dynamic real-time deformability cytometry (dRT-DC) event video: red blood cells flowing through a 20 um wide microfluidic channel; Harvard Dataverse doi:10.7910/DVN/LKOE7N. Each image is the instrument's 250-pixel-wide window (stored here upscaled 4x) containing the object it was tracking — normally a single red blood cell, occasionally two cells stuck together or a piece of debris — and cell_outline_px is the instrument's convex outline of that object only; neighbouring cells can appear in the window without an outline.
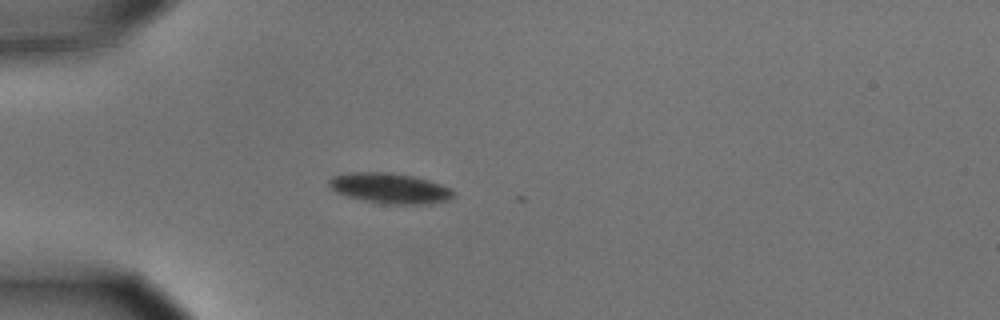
{"species": "common noctule bat (a hibernating species)", "species_latin": "Nyctalus noctula", "temperature_condition": "cold", "stored_images_in_passage": 4, "camera_frame_rate_fps": 3000, "um_per_image_px": 0.085, "animal": {"sex": "male", "body_mass_g": 15.6}, "frame": {"image": 1, "passage_image": 1, "time_ms": 0.0, "image_size_px": [1000, 320], "cell_outline_px": [[456, 196], [448, 200], [428, 204], [384, 204], [364, 200], [348, 196], [336, 192], [328, 184], [328, 180], [332, 176], [348, 172], [392, 172], [412, 176], [428, 180], [452, 188], [456, 192]], "centroid_in_image_um": [33.17, 16.0], "position_along_channel_um": 51.8, "area_um2": 22.2}}